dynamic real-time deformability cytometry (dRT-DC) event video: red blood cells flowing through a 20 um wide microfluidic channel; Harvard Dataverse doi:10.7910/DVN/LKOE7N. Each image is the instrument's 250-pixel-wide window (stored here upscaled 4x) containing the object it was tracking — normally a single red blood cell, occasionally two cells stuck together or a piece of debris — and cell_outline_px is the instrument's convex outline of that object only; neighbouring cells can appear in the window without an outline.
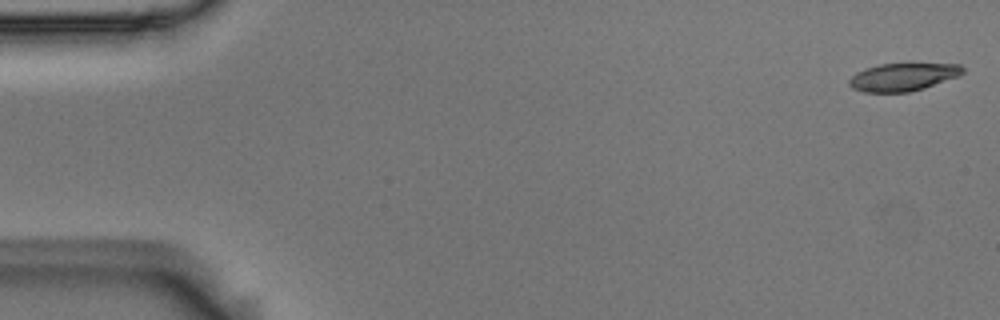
{"species": "Egyptian fruit bat (a non-hibernating species)", "species_latin": "Rousettus aegyptiacus", "temperature_condition": "room temperature", "stored_images_in_passage": 26, "camera_frame_rate_fps": 3000, "um_per_image_px": 0.085, "animal": {"sex": "male"}, "frame": {"image": 1, "passage_image": 1, "time_ms": 0.0, "image_size_px": [1000, 320], "cell_outline_px": [[964, 72], [960, 76], [924, 88], [908, 92], [864, 92], [852, 88], [848, 84], [848, 80], [856, 72], [864, 68], [880, 64], [908, 60], [960, 64], [964, 68]], "centroid_in_image_um": [76.81, 6.47], "position_along_channel_um": 8.2, "area_um2": 19.59}}
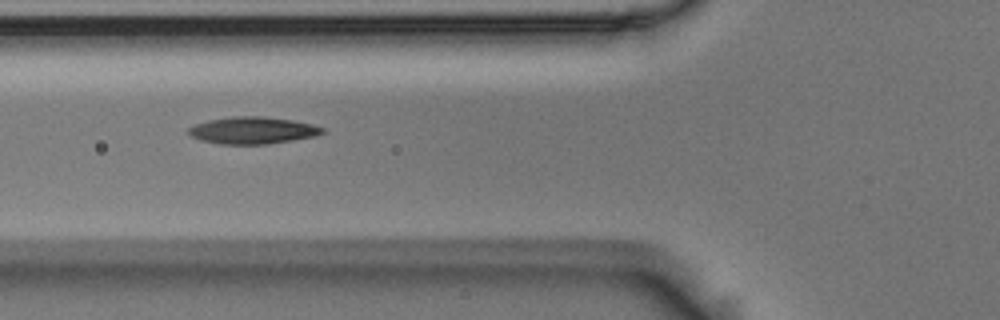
{"frame": {"image": 2, "passage_image": 20, "time_ms": 6.333, "image_size_px": [1000, 320], "cell_outline_px": [[324, 132], [316, 136], [268, 144], [220, 144], [200, 140], [192, 136], [188, 132], [188, 128], [196, 124], [208, 120], [236, 116], [264, 116], [292, 120], [312, 124], [324, 128]], "centroid_in_image_um": [21.48, 11.08], "position_along_channel_um": 104.3, "area_um2": 20.98}}
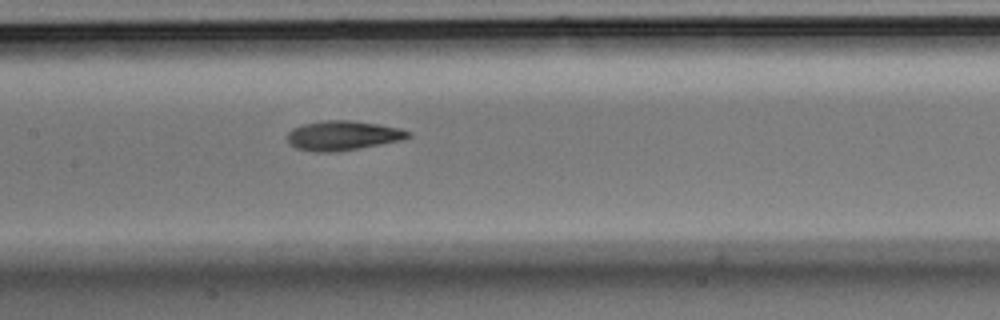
{"frame": {"image": 3, "passage_image": 26, "time_ms": 8.333, "image_size_px": [1000, 320], "cell_outline_px": [[412, 136], [404, 140], [340, 152], [312, 152], [296, 148], [288, 140], [288, 132], [292, 128], [304, 124], [324, 120], [352, 120], [400, 128], [412, 132]], "centroid_in_image_um": [29.19, 11.53], "position_along_channel_um": 178.2, "area_um2": 21.04}}